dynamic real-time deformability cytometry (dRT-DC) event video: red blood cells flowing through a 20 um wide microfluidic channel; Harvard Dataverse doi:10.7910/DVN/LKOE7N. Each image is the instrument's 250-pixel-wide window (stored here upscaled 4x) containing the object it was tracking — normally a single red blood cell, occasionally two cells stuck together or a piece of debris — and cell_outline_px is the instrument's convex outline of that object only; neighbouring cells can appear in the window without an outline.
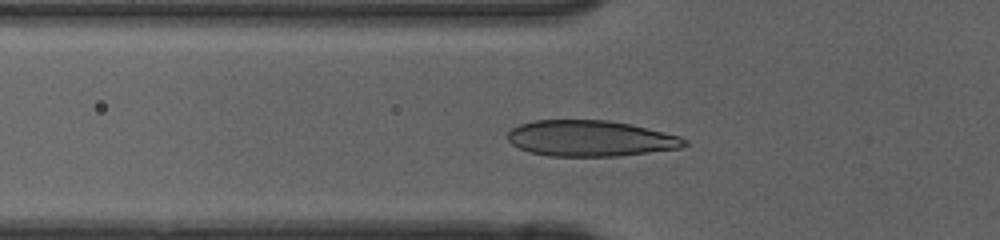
{"species": "human", "species_latin": "Homo sapiens", "temperature_condition": "cold", "stored_images_in_passage": 44, "camera_frame_rate_fps": 3000, "um_per_image_px": 0.085, "donor": {"sex": "female"}, "frame": {"image": 1, "passage_image": 12, "time_ms": 3.667, "image_size_px": [1000, 240], "cell_outline_px": [[688, 144], [676, 148], [612, 156], [552, 156], [532, 152], [520, 148], [512, 144], [508, 140], [508, 132], [512, 128], [536, 120], [604, 120], [628, 124], [676, 136], [684, 140]], "centroid_in_image_um": [50.09, 11.76], "position_along_channel_um": 75.7, "area_um2": 35.84}}
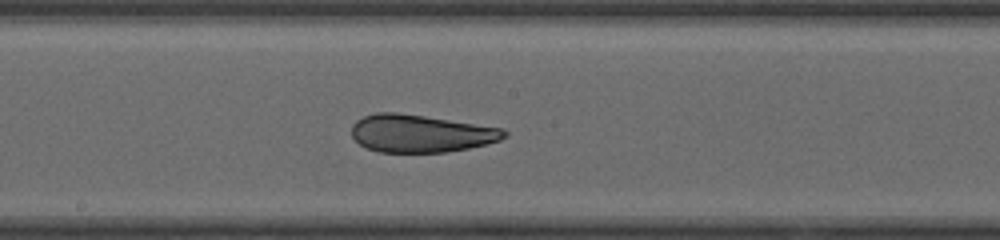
{"frame": {"image": 2, "passage_image": 22, "time_ms": 7.0, "image_size_px": [1000, 240], "cell_outline_px": [[504, 136], [500, 140], [468, 148], [444, 152], [380, 152], [368, 148], [360, 144], [352, 136], [352, 128], [364, 116], [380, 112], [388, 112], [420, 116], [500, 128], [504, 132]], "centroid_in_image_um": [35.71, 11.37], "position_along_channel_um": 212.5, "area_um2": 32.25}}
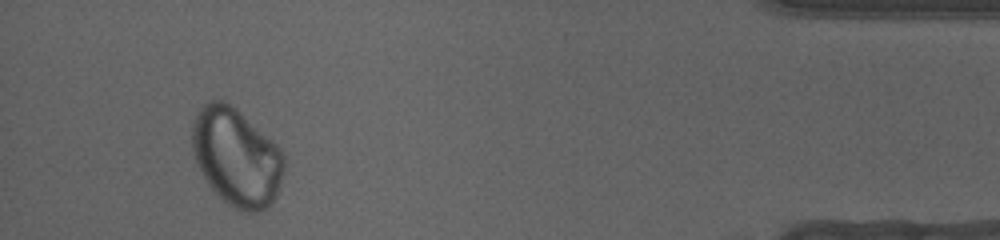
{"frame": {"image": 3, "passage_image": 41, "time_ms": 13.333, "image_size_px": [1000, 240], "cell_outline_px": [[280, 172], [276, 188], [268, 204], [260, 208], [240, 208], [232, 204], [208, 180], [200, 168], [196, 156], [196, 120], [200, 112], [208, 104], [228, 104], [268, 140], [280, 152]], "centroid_in_image_um": [20.09, 13.35], "position_along_channel_um": 415.1, "area_um2": 45.89}, "authors_computed_cell_mechanics": {"area_um2": 33.0616, "velocity_mm_per_s": 4.097, "shape_relaxation_time_tau1_ms": null, "shape_relaxation_time_tau2_ms": 1.1941, "deformation_change_tau1": null, "deformation_change_tau2": 0.0552}}